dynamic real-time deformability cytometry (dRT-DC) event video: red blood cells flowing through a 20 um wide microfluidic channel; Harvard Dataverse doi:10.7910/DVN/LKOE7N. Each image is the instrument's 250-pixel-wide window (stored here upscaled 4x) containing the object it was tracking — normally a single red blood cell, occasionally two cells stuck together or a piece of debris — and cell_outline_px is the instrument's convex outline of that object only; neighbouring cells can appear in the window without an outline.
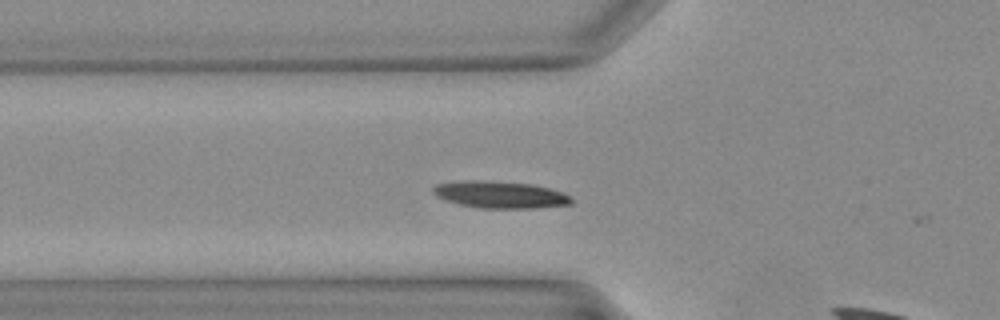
{"species": "Egyptian fruit bat (a non-hibernating species)", "species_latin": "Rousettus aegyptiacus", "temperature_condition": "warm", "stored_images_in_passage": 15, "camera_frame_rate_fps": 3000, "um_per_image_px": 0.085, "animal": {"sex": "female"}, "frame": {"image": 1, "passage_image": 11, "time_ms": 3.333, "image_size_px": [1000, 320], "cell_outline_px": [[572, 204], [532, 208], [480, 208], [460, 204], [436, 196], [432, 192], [432, 188], [436, 184], [460, 180], [488, 180], [532, 184], [548, 188], [560, 192], [568, 196], [572, 200]], "centroid_in_image_um": [42.46, 16.53], "position_along_channel_um": 83.3, "area_um2": 21.62}}